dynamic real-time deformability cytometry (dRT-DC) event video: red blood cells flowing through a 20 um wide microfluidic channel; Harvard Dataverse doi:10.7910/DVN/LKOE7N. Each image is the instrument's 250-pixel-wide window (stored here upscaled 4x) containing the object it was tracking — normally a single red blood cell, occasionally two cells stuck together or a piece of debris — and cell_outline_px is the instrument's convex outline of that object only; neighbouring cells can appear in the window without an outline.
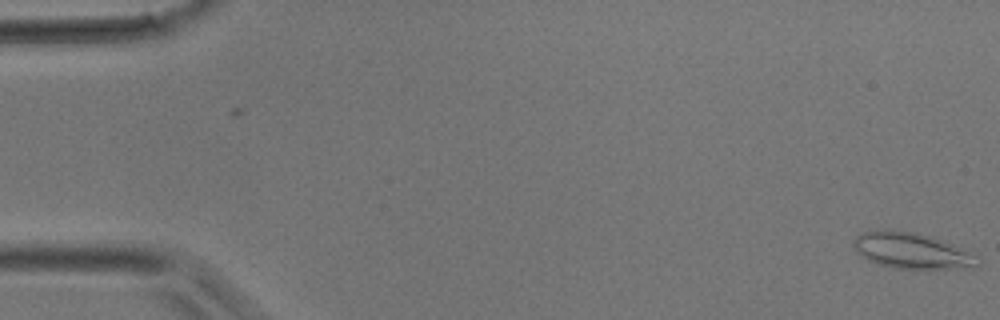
{"species": "common noctule bat (a hibernating species)", "species_latin": "Nyctalus noctula", "temperature_condition": "room temperature", "stored_images_in_passage": 3, "camera_frame_rate_fps": 3000, "um_per_image_px": 0.085, "animal": {"sex": "male", "body_mass_g": 17.9}, "frame": {"image": 1, "passage_image": 3, "time_ms": 0.667, "image_size_px": [1000, 320], "cell_outline_px": [[980, 264], [972, 268], [896, 268], [876, 264], [868, 260], [856, 252], [852, 240], [860, 232], [884, 228], [892, 228], [916, 232], [932, 236], [952, 244], [980, 256]], "centroid_in_image_um": [77.48, 21.28], "position_along_channel_um": 7.5, "area_um2": 26.53}}